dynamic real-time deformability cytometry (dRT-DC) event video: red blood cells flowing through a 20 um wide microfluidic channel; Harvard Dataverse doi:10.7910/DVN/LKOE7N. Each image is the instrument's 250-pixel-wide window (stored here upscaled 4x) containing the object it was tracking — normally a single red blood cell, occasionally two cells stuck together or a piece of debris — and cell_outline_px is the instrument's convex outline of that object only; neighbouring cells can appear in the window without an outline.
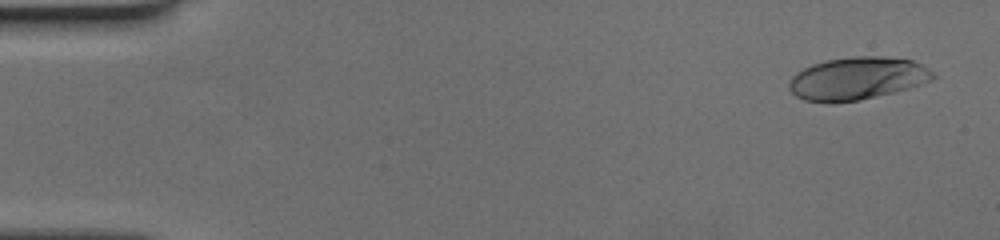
{"species": "human", "species_latin": "Homo sapiens", "temperature_condition": "cold", "stored_images_in_passage": 18, "camera_frame_rate_fps": 3000, "um_per_image_px": 0.085, "donor": {"sex": "female"}, "frame": {"image": 1, "passage_image": 3, "time_ms": 0.667, "image_size_px": [1000, 240], "cell_outline_px": [[936, 76], [932, 80], [908, 88], [860, 100], [804, 100], [796, 96], [788, 88], [788, 84], [792, 76], [796, 72], [812, 64], [824, 60], [852, 56], [884, 56], [912, 60], [936, 72]], "centroid_in_image_um": [72.89, 6.62], "position_along_channel_um": 12.1, "area_um2": 35.32}}
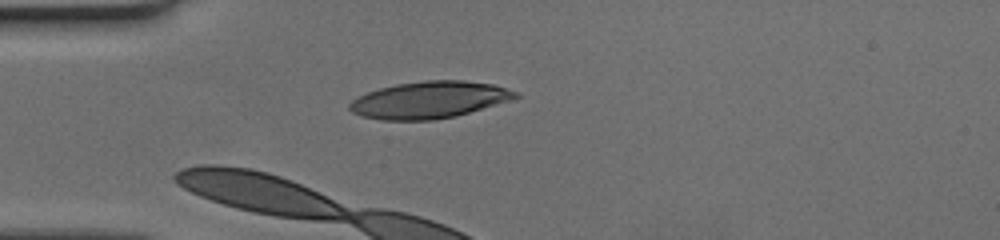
{"frame": {"image": 2, "passage_image": 15, "time_ms": 4.667, "image_size_px": [1000, 240], "cell_outline_px": [[520, 96], [508, 100], [456, 116], [432, 120], [380, 120], [364, 116], [352, 112], [348, 108], [348, 104], [356, 96], [380, 88], [396, 84], [424, 80], [464, 80], [492, 84], [520, 92]], "centroid_in_image_um": [36.46, 8.48], "position_along_channel_um": 48.5, "area_um2": 35.55}}